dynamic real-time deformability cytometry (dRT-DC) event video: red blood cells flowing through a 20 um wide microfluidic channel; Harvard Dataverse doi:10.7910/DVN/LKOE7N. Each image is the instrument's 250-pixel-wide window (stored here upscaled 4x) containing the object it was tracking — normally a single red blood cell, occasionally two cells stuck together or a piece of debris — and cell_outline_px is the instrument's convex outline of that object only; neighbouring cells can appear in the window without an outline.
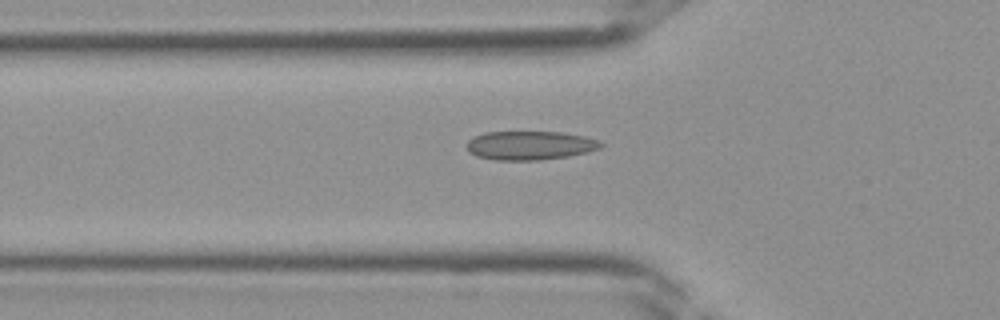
{"species": "Egyptian fruit bat (a non-hibernating species)", "species_latin": "Rousettus aegyptiacus", "temperature_condition": "room temperature", "stored_images_in_passage": 38, "camera_frame_rate_fps": 3000, "um_per_image_px": 0.085, "frame": {"image": 1, "passage_image": 13, "time_ms": 4.0, "image_size_px": [1000, 320], "cell_outline_px": [[604, 144], [600, 148], [588, 152], [568, 156], [540, 160], [496, 160], [476, 156], [468, 152], [464, 144], [472, 136], [484, 132], [560, 132], [584, 136], [600, 140]], "centroid_in_image_um": [45.01, 12.36], "position_along_channel_um": 80.8, "area_um2": 22.83}}
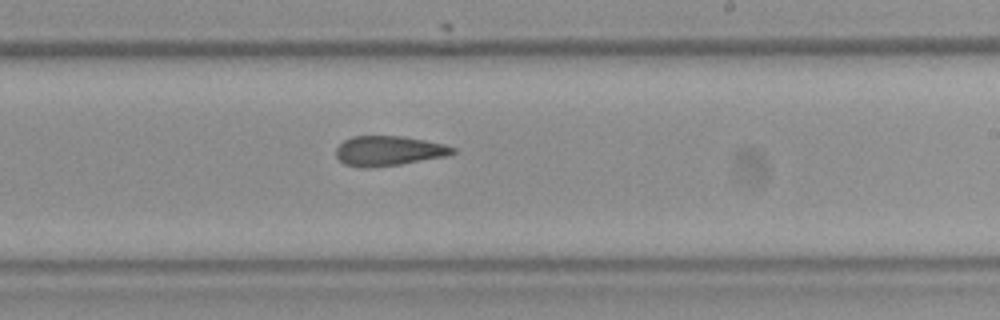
{"frame": {"image": 2, "passage_image": 23, "time_ms": 7.333, "image_size_px": [1000, 320], "cell_outline_px": [[456, 152], [448, 156], [400, 164], [372, 168], [360, 168], [344, 164], [336, 156], [336, 148], [344, 140], [352, 136], [404, 136], [444, 144], [456, 148]], "centroid_in_image_um": [33.04, 12.83], "position_along_channel_um": 256.0, "area_um2": 20.46}}
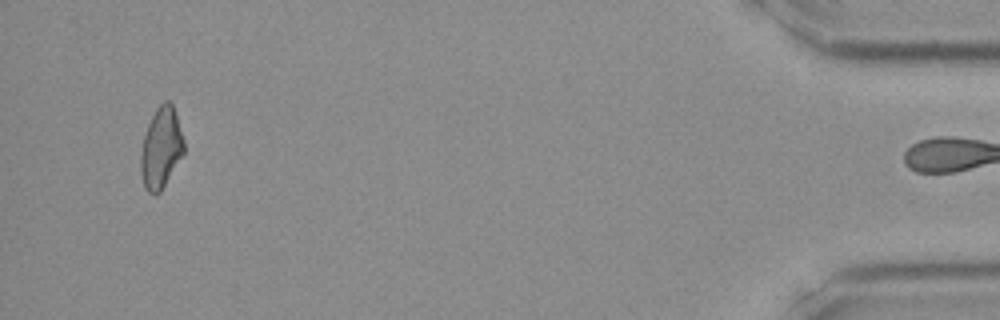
{"frame": {"image": 3, "passage_image": 37, "time_ms": 12.0, "image_size_px": [1000, 320], "cell_outline_px": [[184, 152], [160, 192], [156, 196], [152, 196], [144, 188], [140, 172], [140, 152], [144, 136], [148, 124], [156, 108], [164, 100], [168, 100], [172, 104], [184, 140]], "centroid_in_image_um": [13.66, 12.61], "position_along_channel_um": 421.5, "area_um2": 20.35}}